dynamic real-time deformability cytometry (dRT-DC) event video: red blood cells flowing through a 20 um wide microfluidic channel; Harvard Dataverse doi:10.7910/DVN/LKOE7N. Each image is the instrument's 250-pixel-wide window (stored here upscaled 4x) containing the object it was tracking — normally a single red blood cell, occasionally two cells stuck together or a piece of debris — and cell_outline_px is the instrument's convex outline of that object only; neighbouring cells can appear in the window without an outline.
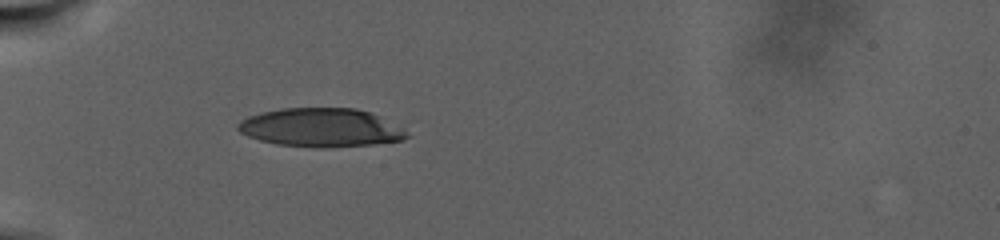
{"species": "human", "species_latin": "Homo sapiens", "temperature_condition": "warm", "stored_images_in_passage": 29, "camera_frame_rate_fps": 3000, "um_per_image_px": 0.085, "donor": {"sex": "male"}, "frame": {"image": 1, "passage_image": 1, "time_ms": 0.0, "image_size_px": [1000, 240], "cell_outline_px": [[408, 136], [404, 140], [372, 144], [328, 148], [316, 148], [276, 144], [260, 140], [248, 136], [240, 132], [236, 128], [236, 124], [240, 120], [248, 116], [260, 112], [280, 108], [356, 108], [372, 112], [404, 128]], "centroid_in_image_um": [27.26, 10.84], "position_along_channel_um": 57.7, "area_um2": 38.44}}
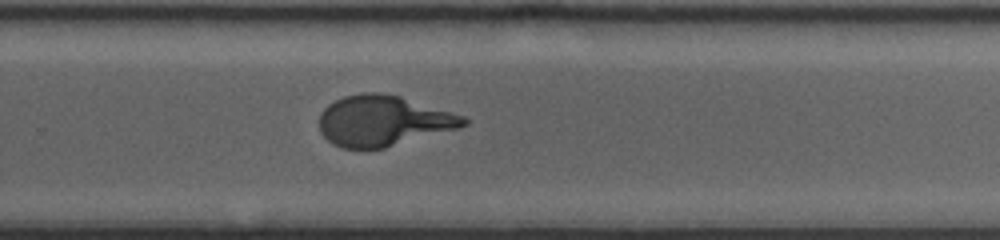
{"frame": {"image": 2, "passage_image": 16, "time_ms": 11.667, "image_size_px": [1000, 240], "cell_outline_px": [[468, 124], [460, 128], [384, 148], [340, 148], [332, 144], [320, 132], [320, 112], [328, 104], [344, 96], [364, 92], [384, 92], [400, 96], [464, 116], [468, 120]], "centroid_in_image_um": [32.57, 10.26], "position_along_channel_um": 297.2, "area_um2": 42.54}}
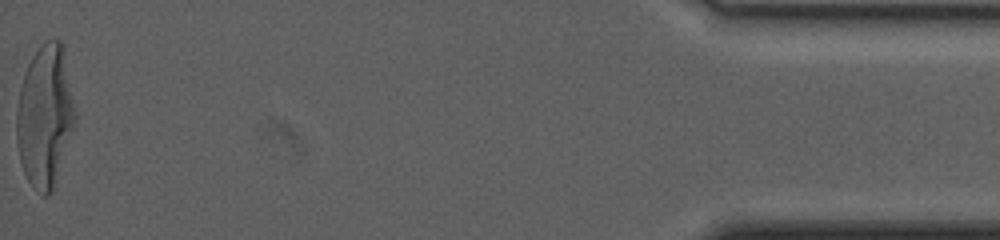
{"frame": {"image": 3, "passage_image": 29, "time_ms": 21.333, "image_size_px": [1000, 240], "cell_outline_px": [[76, 120], [52, 192], [48, 196], [40, 196], [32, 188], [20, 164], [16, 136], [16, 108], [20, 88], [24, 72], [32, 56], [44, 40], [60, 40], [64, 44], [76, 108]], "centroid_in_image_um": [3.83, 9.84], "position_along_channel_um": 431.4, "area_um2": 49.25}, "authors_computed_cell_mechanics": {"area_um2": 42.8298, "velocity_mm_per_s": 2.2211, "shape_relaxation_time_tau1_ms": 8.0373, "shape_relaxation_time_tau2_ms": null, "deformation_change_tau1": 0.2644, "deformation_change_tau2": null}}